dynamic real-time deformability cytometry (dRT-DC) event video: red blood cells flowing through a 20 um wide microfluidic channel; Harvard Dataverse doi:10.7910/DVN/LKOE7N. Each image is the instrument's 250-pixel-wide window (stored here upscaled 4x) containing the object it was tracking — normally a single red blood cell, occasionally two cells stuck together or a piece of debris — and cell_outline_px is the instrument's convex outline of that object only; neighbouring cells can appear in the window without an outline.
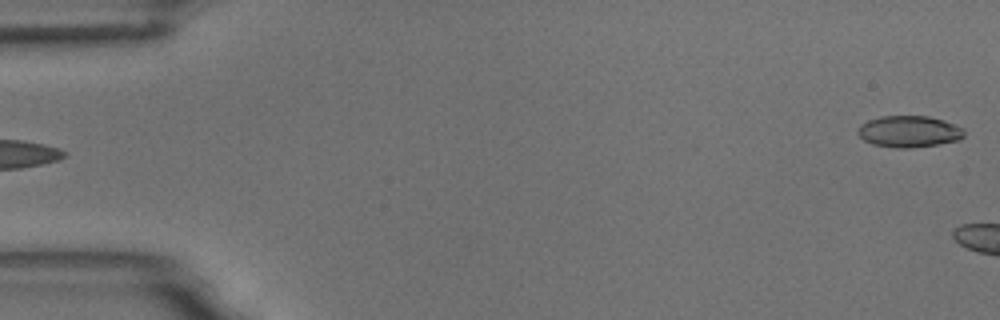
{"species": "common noctule bat (a hibernating species)", "species_latin": "Nyctalus noctula", "temperature_condition": "room temperature", "stored_images_in_passage": 6, "segment_of_instrument_passage": [2, 2], "camera_frame_rate_fps": 3000, "um_per_image_px": 0.085, "animal": {"sex": "male", "body_mass_g": 18.8}, "frame": {"image": 1, "passage_image": 6, "time_ms": 5.667, "image_size_px": [1000, 320], "cell_outline_px": [[964, 136], [960, 140], [912, 148], [896, 148], [872, 144], [864, 140], [856, 132], [860, 124], [868, 120], [880, 116], [928, 116], [944, 120], [964, 128]], "centroid_in_image_um": [77.26, 11.17], "position_along_channel_um": 7.7, "area_um2": 19.65}}